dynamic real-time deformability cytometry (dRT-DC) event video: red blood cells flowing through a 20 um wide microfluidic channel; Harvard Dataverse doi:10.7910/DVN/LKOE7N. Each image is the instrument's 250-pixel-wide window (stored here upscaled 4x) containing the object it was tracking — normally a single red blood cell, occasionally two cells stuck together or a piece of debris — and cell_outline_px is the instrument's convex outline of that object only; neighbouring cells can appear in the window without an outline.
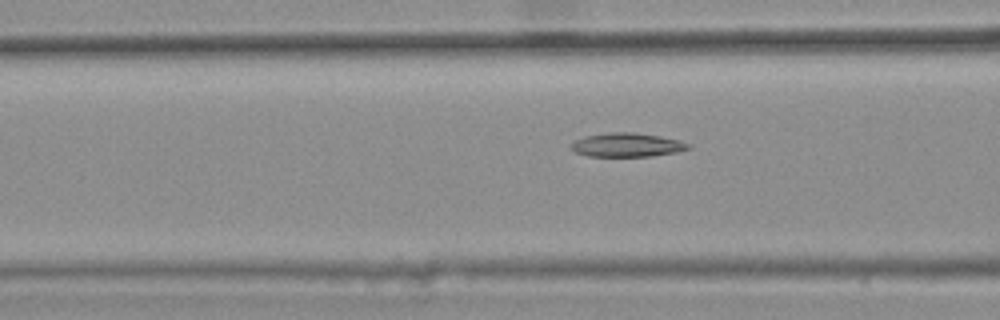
{"species": "common noctule bat (a hibernating species)", "species_latin": "Nyctalus noctula", "temperature_condition": "warm", "stored_images_in_passage": 11, "camera_frame_rate_fps": 3000, "um_per_image_px": 0.085, "animal": {"sex": "female", "body_mass_g": 25.1}, "frame": {"image": 1, "passage_image": 5, "time_ms": 1.333, "image_size_px": [1000, 320], "cell_outline_px": [[692, 148], [676, 152], [652, 156], [588, 156], [576, 152], [568, 148], [576, 140], [584, 136], [608, 132], [632, 132], [660, 136], [680, 140], [692, 144]], "centroid_in_image_um": [53.32, 12.31], "position_along_channel_um": 113.3, "area_um2": 16.42}}
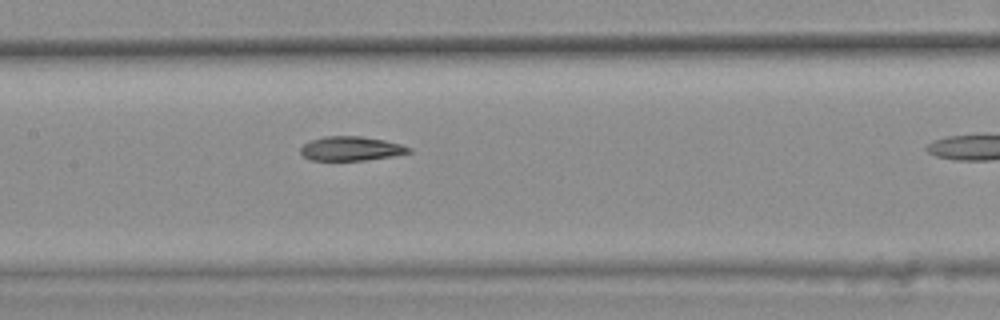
{"frame": {"image": 2, "passage_image": 10, "time_ms": 3.0, "image_size_px": [1000, 320], "cell_outline_px": [[412, 152], [392, 156], [364, 160], [312, 160], [304, 156], [300, 152], [300, 148], [304, 144], [312, 140], [324, 136], [360, 136], [384, 140], [400, 144], [412, 148]], "centroid_in_image_um": [29.85, 12.62], "position_along_channel_um": 177.6, "area_um2": 15.14}}